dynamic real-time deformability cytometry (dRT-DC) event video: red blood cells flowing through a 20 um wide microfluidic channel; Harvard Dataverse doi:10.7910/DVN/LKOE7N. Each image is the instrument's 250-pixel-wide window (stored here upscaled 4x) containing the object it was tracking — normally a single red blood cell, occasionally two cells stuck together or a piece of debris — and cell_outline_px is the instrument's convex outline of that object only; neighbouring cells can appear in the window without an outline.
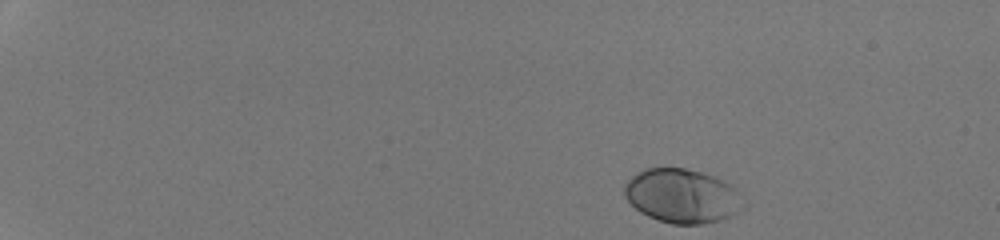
{"species": "human", "species_latin": "Homo sapiens", "temperature_condition": "room temperature", "stored_images_in_passage": 40, "camera_frame_rate_fps": 3000, "um_per_image_px": 0.085, "donor": {"sex": "male"}, "frame": {"image": 1, "passage_image": 1, "time_ms": 0.0, "image_size_px": [1000, 240], "cell_outline_px": [[748, 204], [744, 208], [720, 220], [704, 224], [672, 224], [648, 216], [640, 212], [624, 196], [624, 184], [632, 176], [644, 168], [684, 168], [716, 176], [732, 184], [748, 200]], "centroid_in_image_um": [58.05, 16.65], "position_along_channel_um": 26.9, "area_um2": 37.97}}
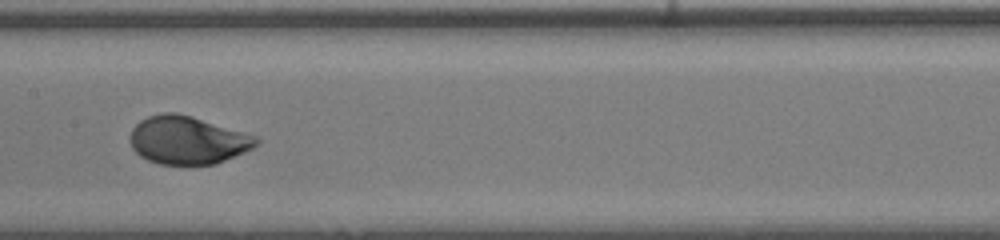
{"frame": {"image": 2, "passage_image": 23, "time_ms": 7.333, "image_size_px": [1000, 240], "cell_outline_px": [[260, 140], [252, 148], [244, 152], [216, 164], [160, 164], [148, 160], [140, 156], [132, 148], [128, 140], [128, 136], [132, 128], [140, 120], [148, 116], [160, 112], [176, 112], [192, 116], [256, 136]], "centroid_in_image_um": [15.89, 11.9], "position_along_channel_um": 191.5, "area_um2": 35.37}}
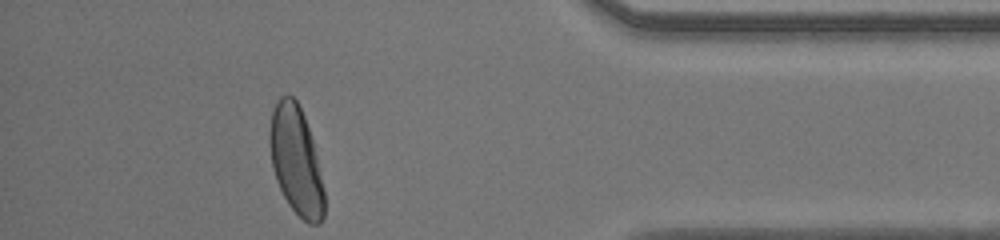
{"frame": {"image": 3, "passage_image": 40, "time_ms": 13.0, "image_size_px": [1000, 240], "cell_outline_px": [[324, 216], [320, 224], [308, 224], [288, 204], [276, 180], [272, 168], [268, 140], [268, 132], [272, 112], [280, 96], [292, 96], [296, 100], [304, 116], [312, 140], [324, 188]], "centroid_in_image_um": [25.14, 13.67], "position_along_channel_um": 410.1, "area_um2": 34.28}, "authors_computed_cell_mechanics": {"area_um2": 35.3158, "velocity_mm_per_s": 4.2723, "shape_relaxation_time_tau1_ms": 2.0369, "shape_relaxation_time_tau2_ms": null, "deformation_change_tau1": 0.1731, "deformation_change_tau2": null}}